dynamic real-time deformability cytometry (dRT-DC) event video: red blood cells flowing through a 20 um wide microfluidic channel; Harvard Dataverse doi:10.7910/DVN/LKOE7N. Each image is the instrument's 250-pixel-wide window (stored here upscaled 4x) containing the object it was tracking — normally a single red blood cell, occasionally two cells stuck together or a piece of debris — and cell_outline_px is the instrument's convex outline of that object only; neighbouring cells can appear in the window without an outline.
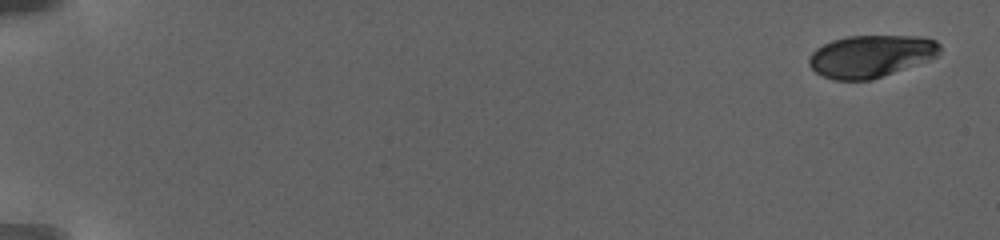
{"species": "human", "species_latin": "Homo sapiens", "temperature_condition": "warm", "stored_images_in_passage": 58, "camera_frame_rate_fps": 3000, "um_per_image_px": 0.085, "donor": {"sex": "female"}, "frame": {"image": 1, "passage_image": 1, "time_ms": 0.0, "image_size_px": [1000, 240], "cell_outline_px": [[940, 52], [936, 56], [928, 60], [872, 80], [832, 80], [816, 72], [808, 64], [808, 60], [812, 52], [816, 48], [832, 40], [848, 36], [916, 36], [936, 40], [940, 44]], "centroid_in_image_um": [74.01, 4.77], "position_along_channel_um": 11.0, "area_um2": 32.14}}
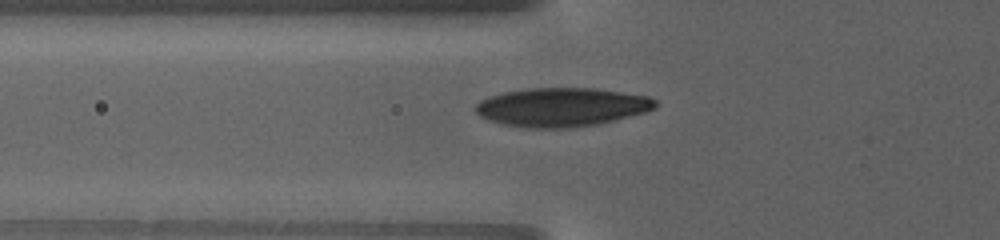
{"frame": {"image": 2, "passage_image": 22, "time_ms": 9.0, "image_size_px": [1000, 240], "cell_outline_px": [[656, 108], [644, 112], [616, 120], [600, 124], [572, 128], [524, 128], [500, 124], [488, 120], [480, 116], [472, 108], [480, 100], [488, 96], [504, 92], [528, 88], [592, 88], [648, 96], [656, 100]], "centroid_in_image_um": [47.69, 9.12], "position_along_channel_um": 78.1, "area_um2": 40.98}}
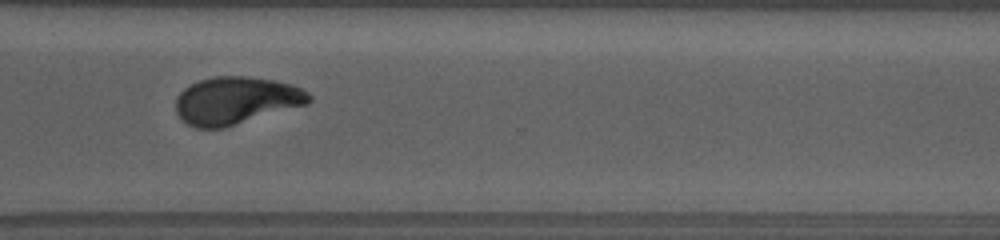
{"frame": {"image": 3, "passage_image": 45, "time_ms": 18.667, "image_size_px": [1000, 240], "cell_outline_px": [[312, 100], [308, 104], [224, 128], [196, 128], [188, 124], [176, 112], [176, 96], [188, 84], [200, 80], [216, 76], [248, 76], [276, 80], [292, 84], [308, 92], [312, 96]], "centroid_in_image_um": [20.08, 8.53], "position_along_channel_um": 350.5, "area_um2": 37.11}, "authors_computed_cell_mechanics": {"area_um2": 36.3273, "velocity_mm_per_s": 2.8267, "shape_relaxation_time_tau1_ms": null, "shape_relaxation_time_tau2_ms": 1.6961, "deformation_change_tau1": null, "deformation_change_tau2": 0.0491}}